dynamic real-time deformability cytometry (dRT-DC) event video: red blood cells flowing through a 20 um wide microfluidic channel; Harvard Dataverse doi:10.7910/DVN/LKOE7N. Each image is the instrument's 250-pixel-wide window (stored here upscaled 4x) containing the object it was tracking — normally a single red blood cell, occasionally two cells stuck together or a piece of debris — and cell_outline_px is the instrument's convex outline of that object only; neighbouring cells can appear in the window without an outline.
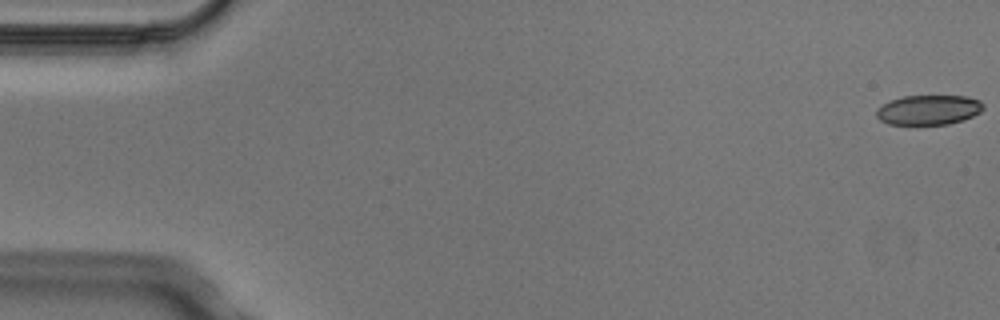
{"species": "Egyptian fruit bat (a non-hibernating species)", "species_latin": "Rousettus aegyptiacus", "temperature_condition": "cold", "stored_images_in_passage": 4, "camera_frame_rate_fps": 3000, "um_per_image_px": 0.085, "animal": {"sex": "male"}, "frame": {"image": 1, "passage_image": 1, "time_ms": 0.0, "image_size_px": [1000, 320], "cell_outline_px": [[984, 108], [980, 112], [964, 120], [948, 124], [888, 124], [880, 120], [876, 116], [876, 108], [892, 100], [904, 96], [968, 96], [980, 100], [984, 104]], "centroid_in_image_um": [78.96, 9.34], "position_along_channel_um": 6.0, "area_um2": 18.55}}
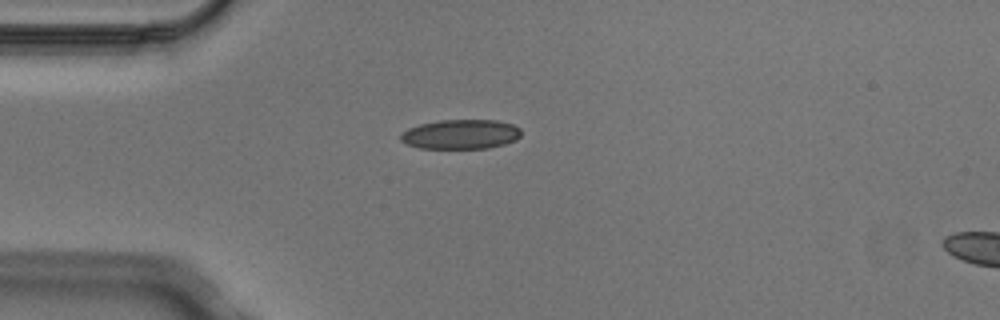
{"frame": {"image": 2, "passage_image": 4, "time_ms": 1.0, "image_size_px": [1000, 320], "cell_outline_px": [[520, 136], [516, 140], [504, 144], [488, 148], [420, 148], [408, 144], [400, 140], [400, 132], [408, 128], [420, 124], [440, 120], [496, 120], [512, 124], [520, 128]], "centroid_in_image_um": [39.15, 11.41], "position_along_channel_um": 45.9, "area_um2": 20.75}}